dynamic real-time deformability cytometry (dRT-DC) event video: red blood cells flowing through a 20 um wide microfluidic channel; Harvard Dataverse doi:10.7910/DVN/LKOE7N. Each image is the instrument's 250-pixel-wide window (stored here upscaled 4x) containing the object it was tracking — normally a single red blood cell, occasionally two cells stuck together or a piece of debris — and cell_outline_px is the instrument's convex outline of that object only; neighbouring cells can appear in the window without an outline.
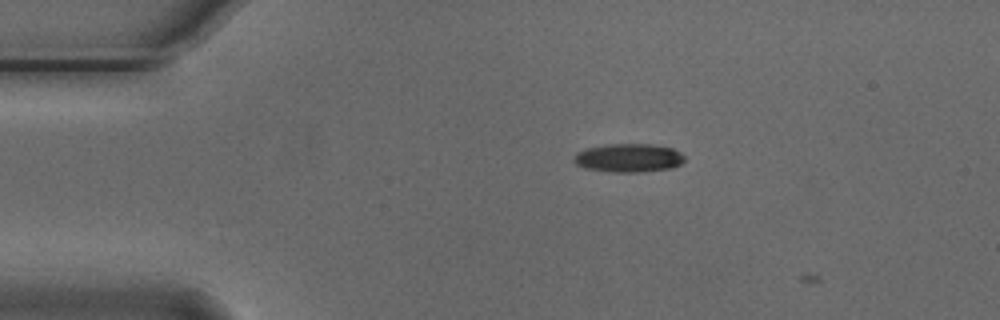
{"species": "Egyptian fruit bat (a non-hibernating species)", "species_latin": "Rousettus aegyptiacus", "temperature_condition": "cold", "stored_images_in_passage": 5, "camera_frame_rate_fps": 3000, "um_per_image_px": 0.085, "animal": {"sex": "male"}, "frame": {"image": 1, "passage_image": 4, "time_ms": 1.0, "image_size_px": [1000, 320], "cell_outline_px": [[684, 160], [680, 164], [672, 168], [636, 172], [616, 172], [584, 168], [576, 164], [572, 160], [572, 156], [576, 152], [588, 148], [608, 144], [652, 144], [672, 148], [680, 152], [684, 156]], "centroid_in_image_um": [53.4, 13.42], "position_along_channel_um": 31.6, "area_um2": 18.38}}